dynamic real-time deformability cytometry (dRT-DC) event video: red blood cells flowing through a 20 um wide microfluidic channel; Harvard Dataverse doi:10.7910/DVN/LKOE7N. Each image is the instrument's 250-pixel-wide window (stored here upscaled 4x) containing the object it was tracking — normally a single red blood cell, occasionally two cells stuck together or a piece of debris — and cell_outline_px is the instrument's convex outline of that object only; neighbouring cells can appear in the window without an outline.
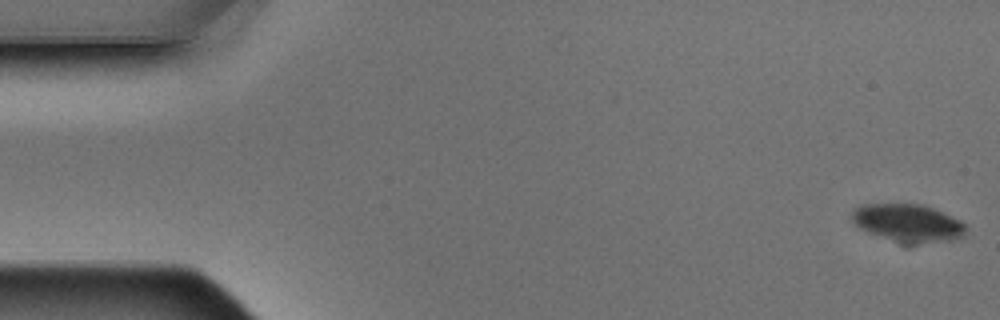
{"species": "Egyptian fruit bat (a non-hibernating species)", "species_latin": "Rousettus aegyptiacus", "temperature_condition": "warm", "stored_images_in_passage": 5, "camera_frame_rate_fps": 3000, "um_per_image_px": 0.085, "animal": {"sex": "male"}, "frame": {"image": 1, "passage_image": 1, "time_ms": 0.0, "image_size_px": [1000, 320], "cell_outline_px": [[964, 236], [952, 240], [912, 244], [900, 244], [860, 228], [852, 220], [852, 212], [860, 204], [924, 204], [960, 220], [964, 224]], "centroid_in_image_um": [77.17, 18.96], "position_along_channel_um": 7.8, "area_um2": 24.97}}
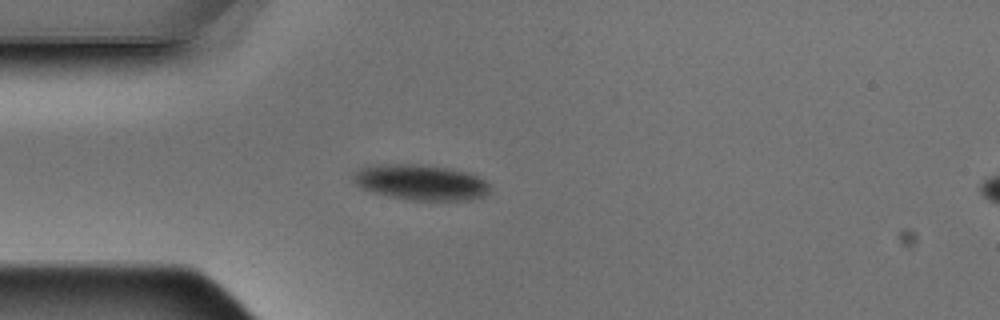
{"frame": {"image": 2, "passage_image": 5, "time_ms": 1.333, "image_size_px": [1000, 320], "cell_outline_px": [[488, 192], [484, 196], [472, 200], [412, 200], [388, 196], [372, 192], [360, 188], [352, 180], [352, 172], [360, 168], [372, 164], [420, 164], [448, 168], [464, 172], [476, 176], [484, 180], [488, 184]], "centroid_in_image_um": [35.68, 15.49], "position_along_channel_um": 49.3, "area_um2": 28.38}}